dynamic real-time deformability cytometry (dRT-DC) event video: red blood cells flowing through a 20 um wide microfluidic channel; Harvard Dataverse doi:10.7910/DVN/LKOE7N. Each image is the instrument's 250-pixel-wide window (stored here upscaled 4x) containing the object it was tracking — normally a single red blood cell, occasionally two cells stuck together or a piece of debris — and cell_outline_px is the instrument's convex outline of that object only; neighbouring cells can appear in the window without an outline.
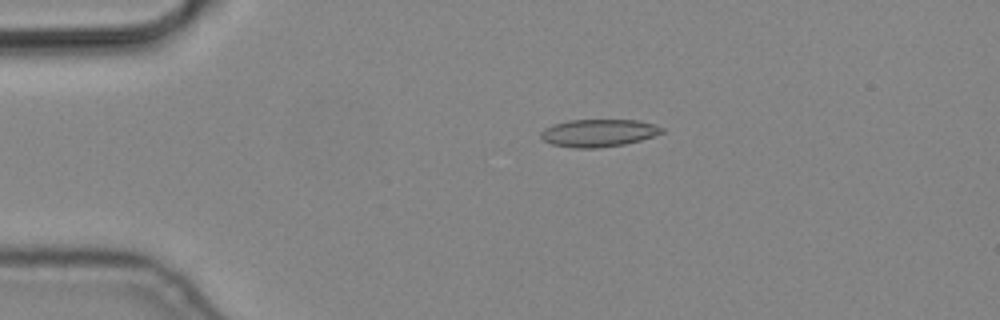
{"species": "common noctule bat (a hibernating species)", "species_latin": "Nyctalus noctula", "temperature_condition": "cold", "stored_images_in_passage": 5, "camera_frame_rate_fps": 3000, "um_per_image_px": 0.085, "animal": {"sex": "male", "body_mass_g": 19.2, "forearm_length_mm": 51.8}, "frame": {"image": 1, "passage_image": 3, "time_ms": 0.667, "image_size_px": [1000, 320], "cell_outline_px": [[664, 132], [640, 140], [624, 144], [596, 148], [572, 148], [552, 144], [544, 140], [540, 136], [540, 132], [544, 128], [552, 124], [568, 120], [636, 120], [656, 124], [664, 128]], "centroid_in_image_um": [50.86, 11.29], "position_along_channel_um": 34.1, "area_um2": 19.48}}
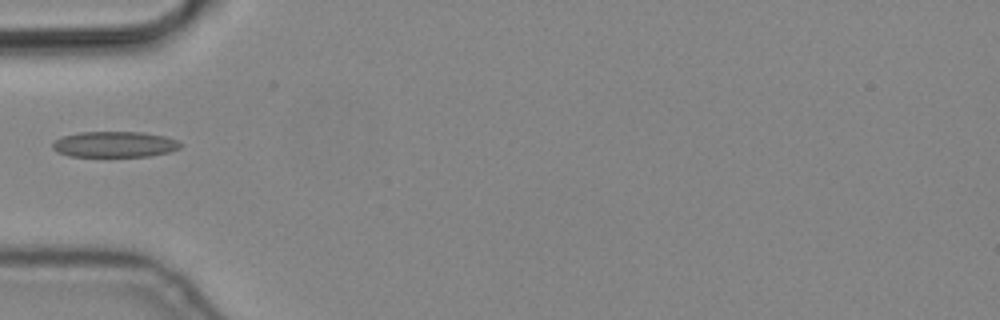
{"frame": {"image": 2, "passage_image": 5, "time_ms": 1.333, "image_size_px": [1000, 320], "cell_outline_px": [[184, 144], [180, 148], [168, 152], [148, 156], [68, 156], [56, 152], [52, 148], [52, 144], [60, 136], [80, 132], [140, 132], [164, 136], [176, 140]], "centroid_in_image_um": [9.71, 12.27], "position_along_channel_um": 75.3, "area_um2": 19.25}}